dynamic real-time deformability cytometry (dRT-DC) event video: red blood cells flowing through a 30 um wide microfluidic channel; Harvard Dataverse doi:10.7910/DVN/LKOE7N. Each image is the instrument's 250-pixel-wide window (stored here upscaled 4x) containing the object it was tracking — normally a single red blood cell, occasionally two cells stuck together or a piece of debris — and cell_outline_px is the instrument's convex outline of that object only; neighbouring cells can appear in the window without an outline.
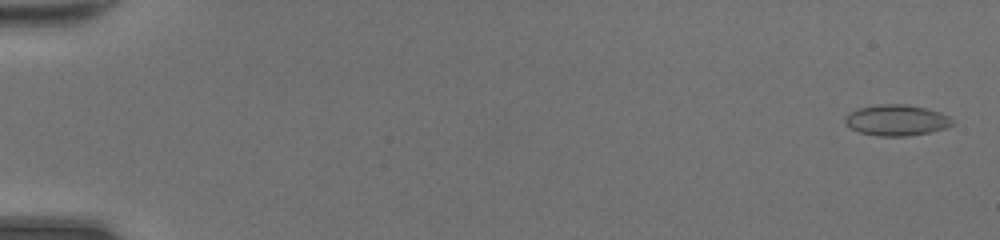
{"species": "common noctule bat (a hibernating species)", "species_latin": "Nyctalus noctula", "temperature_condition": "room temperature", "stored_images_in_passage": 48, "camera_frame_rate_fps": 3000, "um_per_image_px": 0.085, "animal": {"sex": "female", "body_mass_g": 20.0, "forearm_length_mm": 54.0}, "frame": {"image": 1, "passage_image": 2, "time_ms": 0.333, "image_size_px": [1000, 240], "cell_outline_px": [[956, 124], [948, 128], [932, 132], [904, 136], [876, 136], [860, 132], [852, 128], [844, 120], [844, 116], [848, 112], [860, 108], [880, 104], [904, 104], [924, 108], [940, 112], [956, 120]], "centroid_in_image_um": [76.26, 10.22], "position_along_channel_um": 8.7, "area_um2": 19.48}}
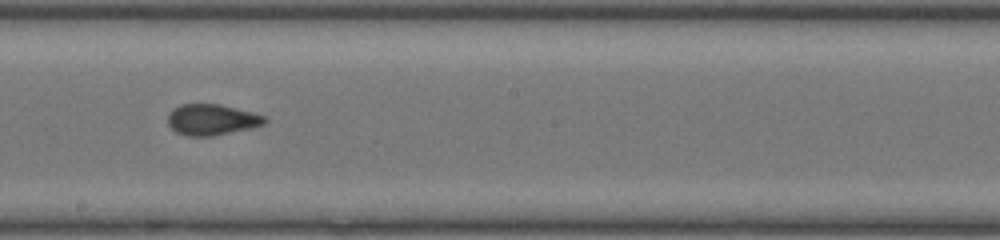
{"frame": {"image": 2, "passage_image": 29, "time_ms": 9.333, "image_size_px": [1000, 240], "cell_outline_px": [[268, 120], [264, 124], [252, 128], [212, 136], [188, 136], [176, 132], [168, 124], [168, 112], [172, 108], [180, 104], [220, 104], [252, 112], [264, 116]], "centroid_in_image_um": [17.98, 10.17], "position_along_channel_um": 230.2, "area_um2": 17.57}}
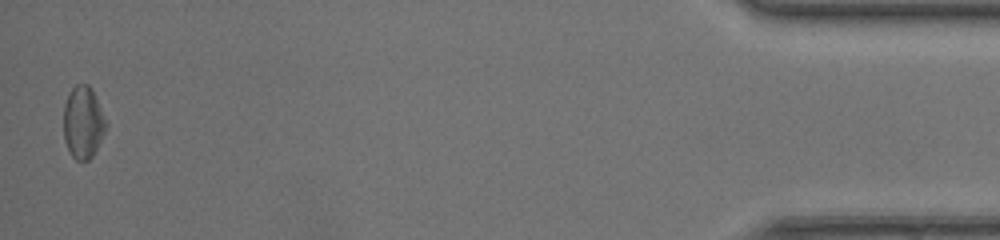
{"frame": {"image": 3, "passage_image": 48, "time_ms": 15.667, "image_size_px": [1000, 240], "cell_outline_px": [[108, 124], [92, 156], [88, 160], [76, 160], [72, 156], [64, 140], [64, 104], [68, 92], [76, 84], [88, 84], [92, 88]], "centroid_in_image_um": [7.06, 10.37], "position_along_channel_um": 428.1, "area_um2": 17.8}, "authors_computed_cell_mechanics": {"area_um2": 17.9758, "velocity_mm_per_s": 4.4359, "shape_relaxation_time_tau1_ms": 3.985, "shape_relaxation_time_tau2_ms": 1.3224, "deformation_change_tau1": 0.1011, "deformation_change_tau2": 0.0614}}